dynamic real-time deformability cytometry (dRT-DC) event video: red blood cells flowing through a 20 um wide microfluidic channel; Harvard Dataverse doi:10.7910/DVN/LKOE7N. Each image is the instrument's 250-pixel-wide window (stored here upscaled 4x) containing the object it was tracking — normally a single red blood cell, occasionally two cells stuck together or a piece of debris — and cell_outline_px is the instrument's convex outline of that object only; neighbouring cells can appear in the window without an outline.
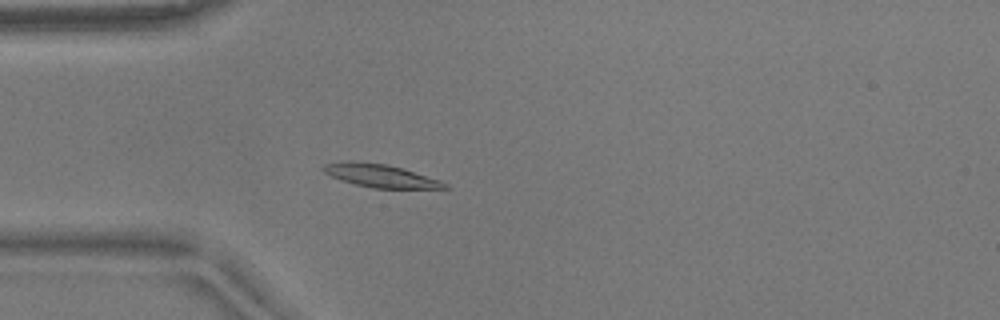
{"species": "common noctule bat (a hibernating species)", "species_latin": "Nyctalus noctula", "temperature_condition": "warm", "stored_images_in_passage": 55, "camera_frame_rate_fps": 3000, "um_per_image_px": 0.085, "animal": {"sex": "male", "body_mass_g": 17.9}, "frame": {"image": 1, "passage_image": 15, "time_ms": 4.667, "image_size_px": [1000, 320], "cell_outline_px": [[452, 188], [372, 188], [340, 180], [324, 172], [320, 168], [324, 164], [344, 160], [352, 160], [388, 164], [404, 168], [440, 180], [448, 184]], "centroid_in_image_um": [32.32, 14.91], "position_along_channel_um": 52.7, "area_um2": 16.53}}
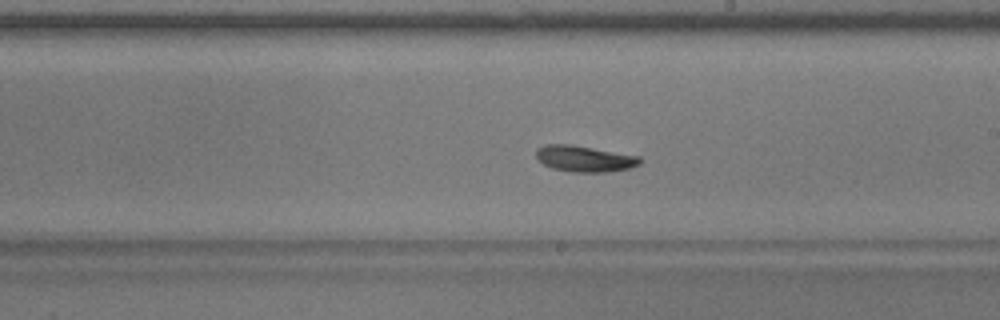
{"frame": {"image": 2, "passage_image": 31, "time_ms": 10.0, "image_size_px": [1000, 320], "cell_outline_px": [[644, 160], [640, 164], [628, 168], [604, 172], [572, 172], [552, 168], [544, 164], [536, 156], [536, 148], [544, 144], [572, 144], [640, 156]], "centroid_in_image_um": [49.69, 13.47], "position_along_channel_um": 239.3, "area_um2": 15.9}}
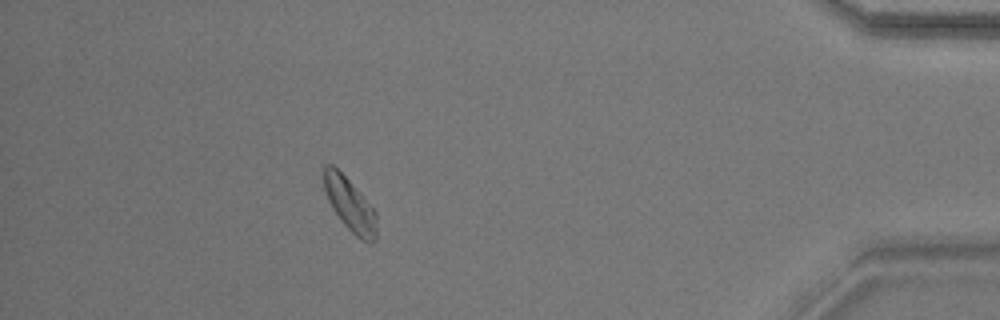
{"frame": {"image": 3, "passage_image": 49, "time_ms": 16.0, "image_size_px": [1000, 320], "cell_outline_px": [[376, 236], [372, 244], [368, 244], [360, 240], [344, 224], [332, 208], [328, 200], [324, 188], [320, 168], [324, 164], [332, 164], [348, 180], [376, 212]], "centroid_in_image_um": [29.69, 17.37], "position_along_channel_um": 405.5, "area_um2": 16.36}}